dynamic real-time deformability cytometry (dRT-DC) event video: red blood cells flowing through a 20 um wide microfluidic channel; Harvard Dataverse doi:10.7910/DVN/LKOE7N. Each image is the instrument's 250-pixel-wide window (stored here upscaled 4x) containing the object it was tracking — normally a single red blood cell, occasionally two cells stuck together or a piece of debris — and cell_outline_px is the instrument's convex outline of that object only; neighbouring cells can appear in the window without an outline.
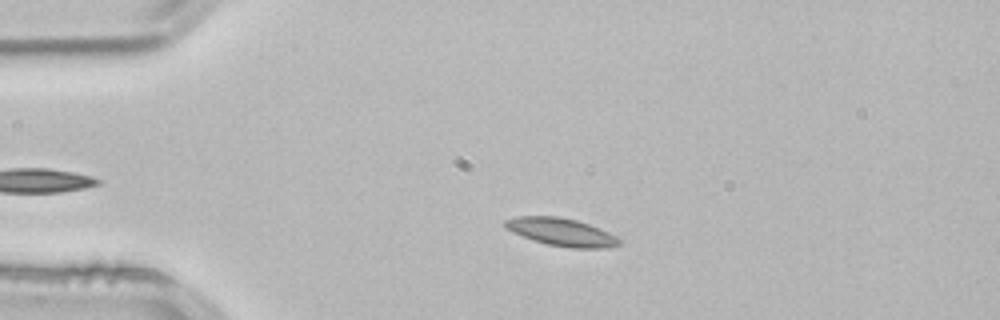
{"species": "common noctule bat (a hibernating species)", "species_latin": "Nyctalus noctula", "temperature_condition": "room temperature", "stored_images_in_passage": 41, "camera_frame_rate_fps": 3000, "um_per_image_px": 0.085, "animal": {"sex": "male", "body_mass_g": 21.5, "forearm_length_mm": 52.0}, "frame": {"image": 1, "passage_image": 5, "time_ms": 1.333, "image_size_px": [1000, 320], "cell_outline_px": [[620, 244], [608, 248], [568, 248], [548, 244], [532, 240], [512, 232], [504, 224], [504, 220], [516, 216], [556, 216], [576, 220], [588, 224], [608, 232], [616, 236], [620, 240]], "centroid_in_image_um": [47.71, 19.73], "position_along_channel_um": 37.3, "area_um2": 18.38}}
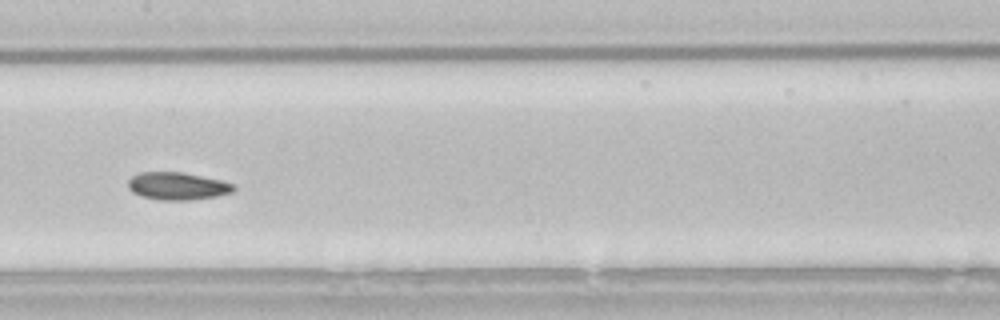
{"frame": {"image": 2, "passage_image": 20, "time_ms": 6.333, "image_size_px": [1000, 320], "cell_outline_px": [[236, 188], [232, 192], [216, 196], [192, 200], [160, 200], [140, 196], [132, 192], [128, 188], [128, 180], [132, 176], [140, 172], [180, 172], [220, 180], [232, 184]], "centroid_in_image_um": [15.04, 15.82], "position_along_channel_um": 192.4, "area_um2": 16.88}}
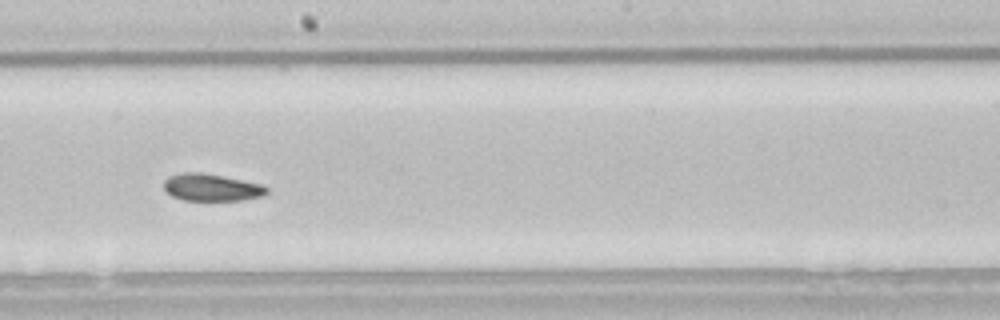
{"frame": {"image": 3, "passage_image": 23, "time_ms": 7.333, "image_size_px": [1000, 320], "cell_outline_px": [[268, 192], [260, 196], [244, 200], [184, 200], [172, 196], [164, 188], [164, 180], [168, 176], [184, 172], [204, 172], [264, 184], [268, 188]], "centroid_in_image_um": [17.99, 15.91], "position_along_channel_um": 230.2, "area_um2": 16.42}, "authors_computed_cell_mechanics": {"area_um2": 17.2244, "velocity_mm_per_s": 3.8084, "shape_relaxation_time_tau1_ms": 10.4889, "shape_relaxation_time_tau2_ms": 7.0077, "deformation_change_tau1": 0.0894, "deformation_change_tau2": 0.1003}}